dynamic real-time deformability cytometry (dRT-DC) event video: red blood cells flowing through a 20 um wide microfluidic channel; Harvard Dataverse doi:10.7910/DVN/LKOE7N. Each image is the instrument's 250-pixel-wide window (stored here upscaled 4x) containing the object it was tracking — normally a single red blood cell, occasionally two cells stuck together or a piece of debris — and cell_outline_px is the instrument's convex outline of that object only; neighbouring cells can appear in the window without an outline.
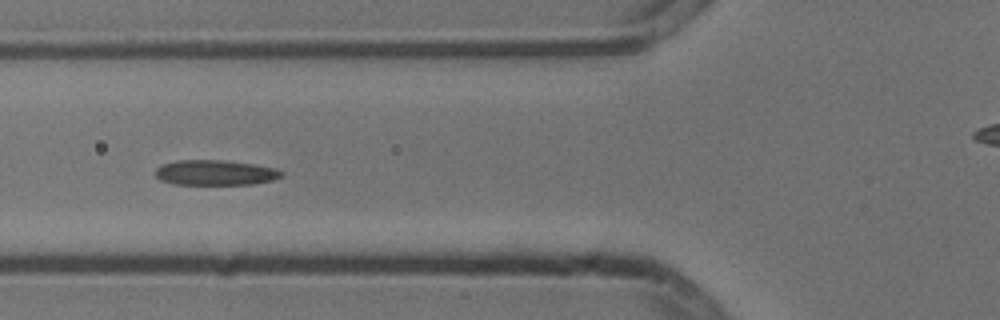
{"species": "common noctule bat (a hibernating species)", "species_latin": "Nyctalus noctula", "temperature_condition": "cold", "stored_images_in_passage": 10, "camera_frame_rate_fps": 3000, "um_per_image_px": 0.085, "animal": {"sex": "male", "body_mass_g": 13.3}, "frame": {"image": 1, "passage_image": 5, "time_ms": 1.333, "image_size_px": [1000, 320], "cell_outline_px": [[284, 176], [272, 180], [252, 184], [172, 184], [160, 180], [156, 176], [156, 168], [160, 164], [176, 160], [220, 160], [252, 164], [276, 168], [284, 172]], "centroid_in_image_um": [18.28, 14.67], "position_along_channel_um": 107.5, "area_um2": 18.55}}
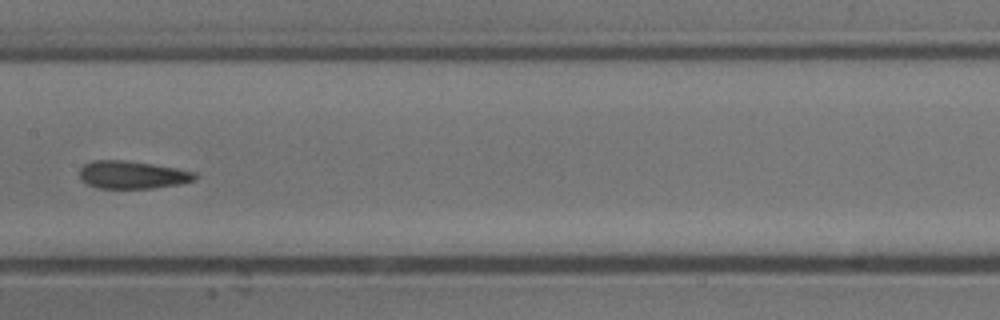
{"frame": {"image": 2, "passage_image": 7, "time_ms": 2.0, "image_size_px": [1000, 320], "cell_outline_px": [[196, 180], [180, 184], [152, 188], [96, 188], [80, 180], [80, 168], [84, 164], [92, 160], [124, 160], [152, 164], [176, 168], [196, 172]], "centroid_in_image_um": [11.23, 14.86], "position_along_channel_um": 196.2, "area_um2": 18.73}}
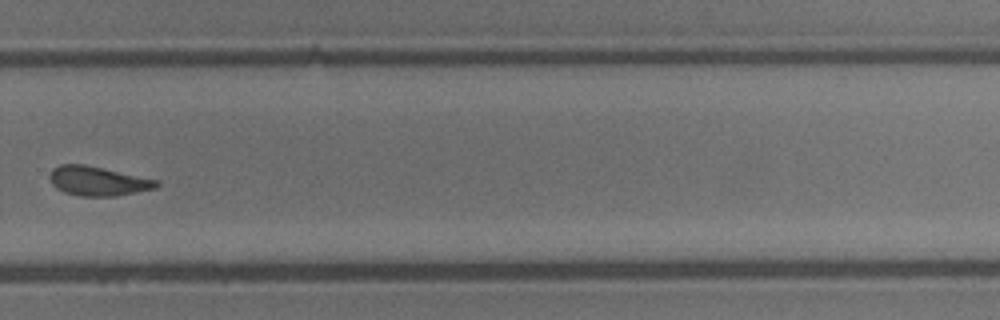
{"frame": {"image": 3, "passage_image": 10, "time_ms": 3.0, "image_size_px": [1000, 320], "cell_outline_px": [[160, 184], [156, 188], [116, 196], [80, 196], [64, 192], [56, 188], [52, 184], [48, 176], [52, 168], [60, 164], [84, 164], [160, 180]], "centroid_in_image_um": [8.31, 15.38], "position_along_channel_um": 321.5, "area_um2": 18.38}}